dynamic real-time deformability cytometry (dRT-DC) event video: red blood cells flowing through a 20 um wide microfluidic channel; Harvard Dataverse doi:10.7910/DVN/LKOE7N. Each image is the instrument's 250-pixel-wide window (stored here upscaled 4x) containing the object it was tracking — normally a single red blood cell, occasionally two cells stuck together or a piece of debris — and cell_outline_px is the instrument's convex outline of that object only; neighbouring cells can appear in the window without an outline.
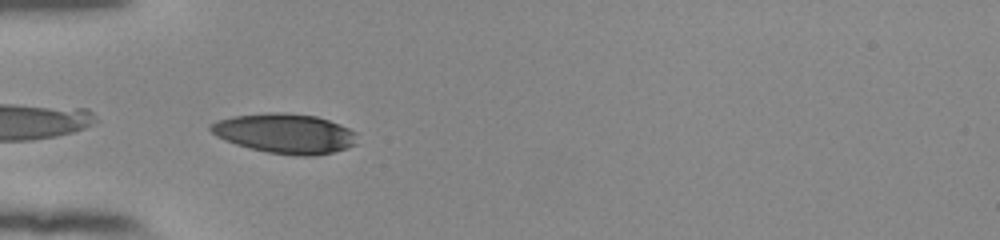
{"species": "human", "species_latin": "Homo sapiens", "temperature_condition": "room temperature", "stored_images_in_passage": 37, "camera_frame_rate_fps": 3000, "um_per_image_px": 0.085, "donor": {"sex": "female"}, "frame": {"image": 1, "passage_image": 1, "time_ms": 0.0, "image_size_px": [1000, 240], "cell_outline_px": [[356, 144], [348, 148], [332, 152], [312, 156], [300, 156], [268, 152], [236, 144], [224, 140], [216, 136], [208, 128], [208, 124], [216, 120], [232, 116], [268, 112], [284, 112], [316, 116], [340, 124], [356, 132]], "centroid_in_image_um": [24.2, 11.33], "position_along_channel_um": 60.8, "area_um2": 34.04}}
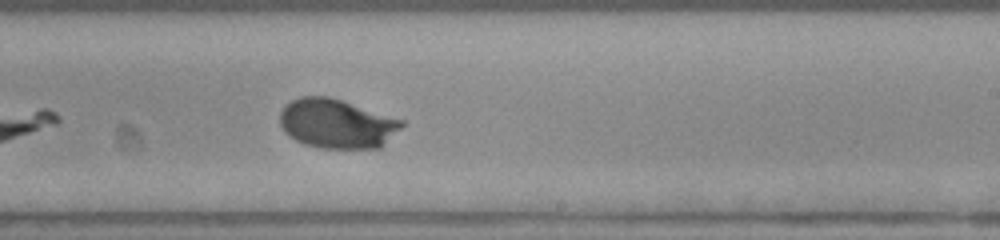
{"frame": {"image": 2, "passage_image": 17, "time_ms": 5.333, "image_size_px": [1000, 240], "cell_outline_px": [[404, 124], [380, 148], [320, 148], [304, 144], [288, 136], [284, 132], [280, 124], [280, 112], [292, 100], [300, 96], [328, 96], [404, 120]], "centroid_in_image_um": [28.61, 10.51], "position_along_channel_um": 260.4, "area_um2": 34.8}}
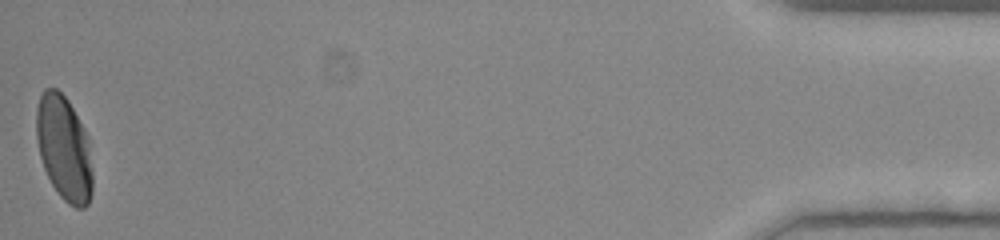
{"frame": {"image": 3, "passage_image": 37, "time_ms": 12.0, "image_size_px": [1000, 240], "cell_outline_px": [[92, 192], [88, 204], [84, 208], [76, 208], [68, 204], [60, 196], [52, 184], [44, 168], [40, 156], [36, 136], [36, 108], [40, 96], [44, 88], [56, 88], [68, 100], [84, 128], [88, 136], [92, 168]], "centroid_in_image_um": [5.45, 12.6], "position_along_channel_um": 429.8, "area_um2": 34.45}, "authors_computed_cell_mechanics": {"area_um2": 34.4488, "velocity_mm_per_s": 3.8551, "shape_relaxation_time_tau1_ms": 2.6737, "shape_relaxation_time_tau2_ms": null, "deformation_change_tau1": 0.1415, "deformation_change_tau2": null}}